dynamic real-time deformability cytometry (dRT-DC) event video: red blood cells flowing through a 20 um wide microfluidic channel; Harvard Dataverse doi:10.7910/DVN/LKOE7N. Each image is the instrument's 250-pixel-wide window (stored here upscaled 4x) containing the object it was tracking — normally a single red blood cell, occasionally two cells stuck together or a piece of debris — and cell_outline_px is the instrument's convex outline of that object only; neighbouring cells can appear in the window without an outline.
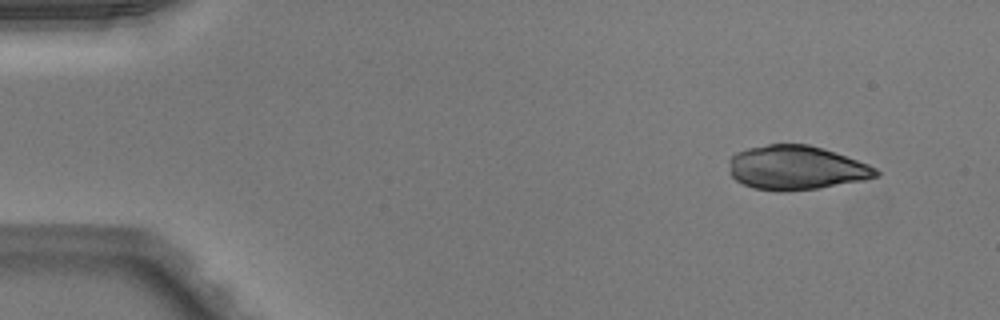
{"species": "Egyptian fruit bat (a non-hibernating species)", "species_latin": "Rousettus aegyptiacus", "temperature_condition": "warm", "stored_images_in_passage": 46, "camera_frame_rate_fps": 3000, "um_per_image_px": 0.085, "animal": {"sex": "male"}, "frame": {"image": 1, "passage_image": 1, "time_ms": 0.0, "image_size_px": [1000, 320], "cell_outline_px": [[880, 176], [864, 180], [816, 188], [756, 188], [744, 184], [736, 180], [728, 172], [728, 160], [736, 152], [748, 148], [768, 144], [808, 144], [824, 148], [868, 164], [876, 168], [880, 172]], "centroid_in_image_um": [67.68, 14.21], "position_along_channel_um": 17.3, "area_um2": 36.99}}